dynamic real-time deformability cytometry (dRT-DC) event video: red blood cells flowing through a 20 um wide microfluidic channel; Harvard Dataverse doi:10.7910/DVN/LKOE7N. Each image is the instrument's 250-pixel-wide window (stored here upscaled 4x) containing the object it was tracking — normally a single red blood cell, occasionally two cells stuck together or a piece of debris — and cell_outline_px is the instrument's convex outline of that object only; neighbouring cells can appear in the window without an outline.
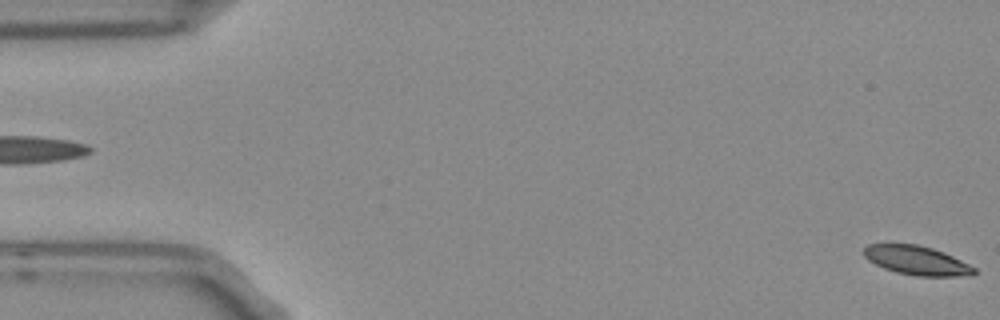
{"species": "Egyptian fruit bat (a non-hibernating species)", "species_latin": "Rousettus aegyptiacus", "temperature_condition": "room temperature", "stored_images_in_passage": 4, "segment_of_instrument_passage": [2, 2], "camera_frame_rate_fps": 3000, "um_per_image_px": 0.085, "frame": {"image": 1, "passage_image": 4, "time_ms": 1.0, "image_size_px": [1000, 320], "cell_outline_px": [[976, 272], [972, 276], [916, 276], [896, 272], [884, 268], [868, 260], [864, 256], [864, 248], [868, 244], [916, 244], [932, 248], [944, 252], [976, 268]], "centroid_in_image_um": [77.94, 22.14], "position_along_channel_um": 7.1, "area_um2": 18.61}}